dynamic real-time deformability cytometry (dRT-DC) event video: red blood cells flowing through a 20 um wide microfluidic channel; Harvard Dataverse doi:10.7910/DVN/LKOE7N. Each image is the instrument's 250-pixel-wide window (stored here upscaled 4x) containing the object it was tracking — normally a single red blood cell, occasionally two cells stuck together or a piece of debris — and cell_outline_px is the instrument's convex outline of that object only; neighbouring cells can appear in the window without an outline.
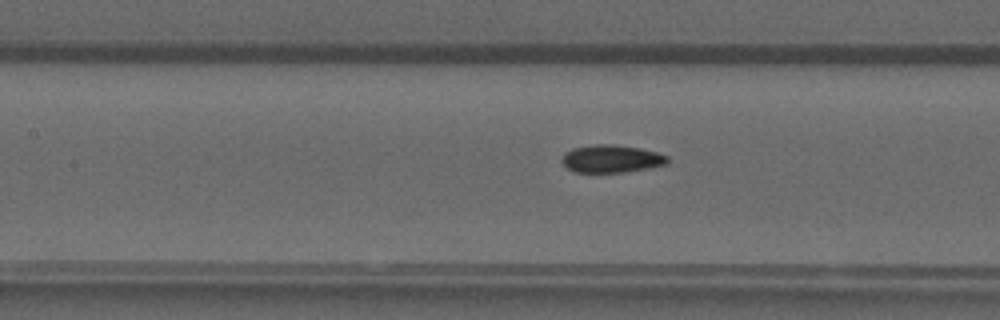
{"species": "common noctule bat (a hibernating species)", "species_latin": "Nyctalus noctula", "temperature_condition": "warm", "stored_images_in_passage": 35, "camera_frame_rate_fps": 3000, "um_per_image_px": 0.085, "animal": {"sex": "male", "forearm_length_mm": 52.5}, "frame": {"image": 1, "passage_image": 8, "time_ms": 2.333, "image_size_px": [1000, 320], "cell_outline_px": [[668, 164], [648, 168], [624, 172], [572, 172], [560, 160], [564, 152], [572, 148], [592, 144], [612, 144], [640, 148], [656, 152], [668, 156]], "centroid_in_image_um": [51.94, 13.49], "position_along_channel_um": 155.5, "area_um2": 17.17}}
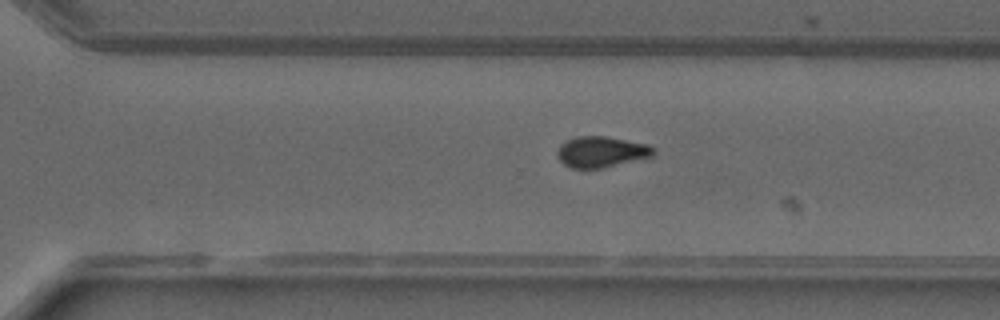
{"frame": {"image": 2, "passage_image": 20, "time_ms": 6.333, "image_size_px": [1000, 320], "cell_outline_px": [[656, 152], [652, 156], [600, 168], [572, 168], [564, 164], [560, 160], [556, 152], [560, 144], [576, 136], [604, 136], [648, 144], [656, 148]], "centroid_in_image_um": [51.11, 12.89], "position_along_channel_um": 319.5, "area_um2": 17.17}}
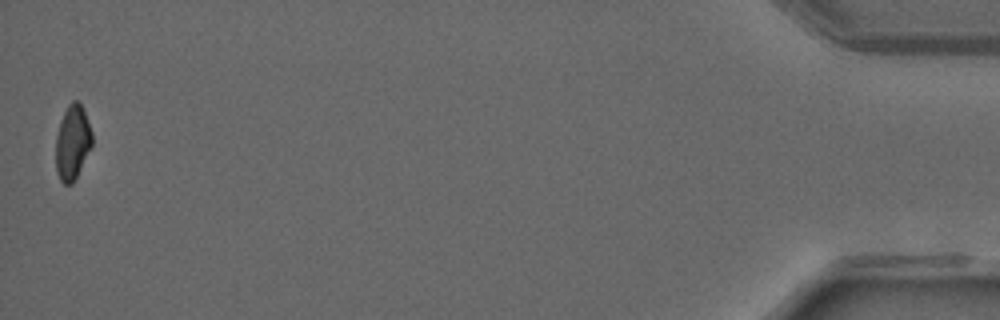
{"frame": {"image": 3, "passage_image": 35, "time_ms": 11.333, "image_size_px": [1000, 320], "cell_outline_px": [[92, 144], [72, 184], [64, 184], [60, 180], [56, 172], [56, 136], [60, 120], [68, 104], [72, 100], [76, 100], [80, 104], [84, 112], [92, 132]], "centroid_in_image_um": [6.14, 12.1], "position_along_channel_um": 429.1, "area_um2": 15.55}, "authors_computed_cell_mechanics": {"area_um2": 17.1666, "velocity_mm_per_s": 4.1176, "shape_relaxation_time_tau1_ms": null, "shape_relaxation_time_tau2_ms": 2.2453, "deformation_change_tau1": null, "deformation_change_tau2": 0.071}}